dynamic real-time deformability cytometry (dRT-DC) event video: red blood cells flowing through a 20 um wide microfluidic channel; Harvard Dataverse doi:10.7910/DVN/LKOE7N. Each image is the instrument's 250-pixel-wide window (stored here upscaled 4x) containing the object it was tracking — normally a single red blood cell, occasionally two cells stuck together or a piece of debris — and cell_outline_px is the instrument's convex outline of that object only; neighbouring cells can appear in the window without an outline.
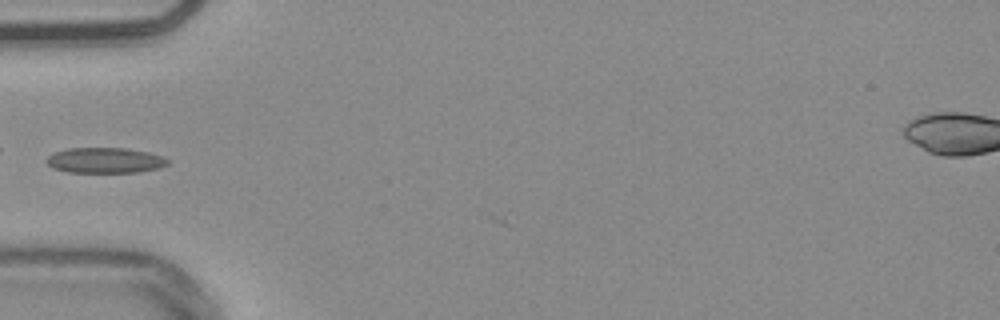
{"species": "common noctule bat (a hibernating species)", "species_latin": "Nyctalus noctula", "temperature_condition": "warm", "stored_images_in_passage": 4, "camera_frame_rate_fps": 3000, "um_per_image_px": 0.085, "animal": {"sex": "male", "body_mass_g": 20.4}, "frame": {"image": 1, "passage_image": 3, "time_ms": 0.667, "image_size_px": [1000, 320], "cell_outline_px": [[172, 160], [168, 164], [160, 168], [136, 172], [68, 172], [52, 168], [44, 160], [52, 152], [68, 148], [124, 148], [148, 152], [164, 156]], "centroid_in_image_um": [8.93, 13.62], "position_along_channel_um": 76.1, "area_um2": 18.21}}